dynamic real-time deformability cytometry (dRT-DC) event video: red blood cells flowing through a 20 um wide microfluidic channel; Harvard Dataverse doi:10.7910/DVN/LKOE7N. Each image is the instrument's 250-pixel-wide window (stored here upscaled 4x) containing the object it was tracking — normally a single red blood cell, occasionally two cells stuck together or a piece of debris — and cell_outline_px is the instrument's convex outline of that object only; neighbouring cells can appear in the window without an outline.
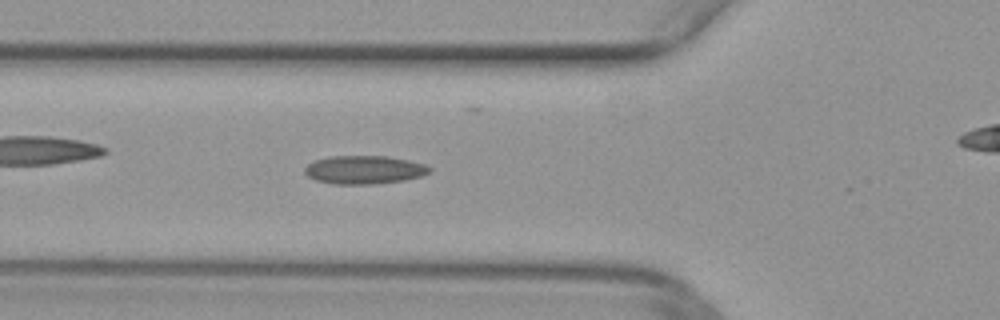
{"species": "common noctule bat (a hibernating species)", "species_latin": "Nyctalus noctula", "temperature_condition": "warm", "stored_images_in_passage": 36, "camera_frame_rate_fps": 3000, "um_per_image_px": 0.085, "animal": {"sex": "female", "body_mass_g": 29.2, "forearm_length_mm": 56.3}, "frame": {"image": 1, "passage_image": 7, "time_ms": 2.0, "image_size_px": [1000, 320], "cell_outline_px": [[432, 168], [428, 172], [420, 176], [404, 180], [376, 184], [332, 184], [316, 180], [308, 176], [304, 172], [304, 168], [308, 164], [316, 160], [332, 156], [384, 156], [408, 160], [424, 164]], "centroid_in_image_um": [30.94, 14.44], "position_along_channel_um": 94.9, "area_um2": 20.46}}
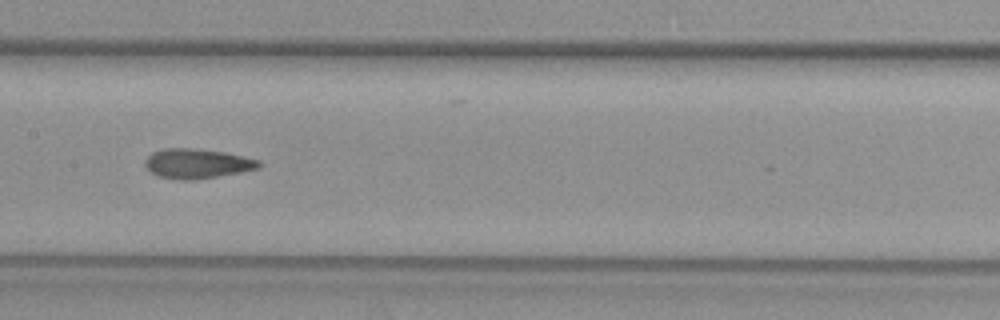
{"frame": {"image": 2, "passage_image": 14, "time_ms": 4.333, "image_size_px": [1000, 320], "cell_outline_px": [[264, 164], [260, 168], [240, 172], [196, 180], [180, 180], [156, 176], [144, 164], [144, 160], [152, 152], [164, 148], [196, 148], [224, 152], [260, 160]], "centroid_in_image_um": [16.76, 13.9], "position_along_channel_um": 190.6, "area_um2": 19.88}}
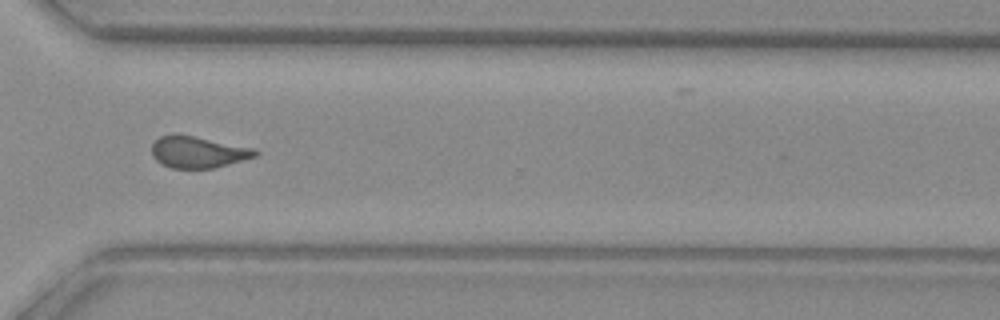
{"frame": {"image": 3, "passage_image": 26, "time_ms": 8.333, "image_size_px": [1000, 320], "cell_outline_px": [[260, 152], [256, 156], [228, 164], [212, 168], [172, 168], [160, 164], [152, 156], [152, 144], [160, 136], [172, 132], [176, 132], [256, 148]], "centroid_in_image_um": [16.81, 12.89], "position_along_channel_um": 353.8, "area_um2": 19.42}}